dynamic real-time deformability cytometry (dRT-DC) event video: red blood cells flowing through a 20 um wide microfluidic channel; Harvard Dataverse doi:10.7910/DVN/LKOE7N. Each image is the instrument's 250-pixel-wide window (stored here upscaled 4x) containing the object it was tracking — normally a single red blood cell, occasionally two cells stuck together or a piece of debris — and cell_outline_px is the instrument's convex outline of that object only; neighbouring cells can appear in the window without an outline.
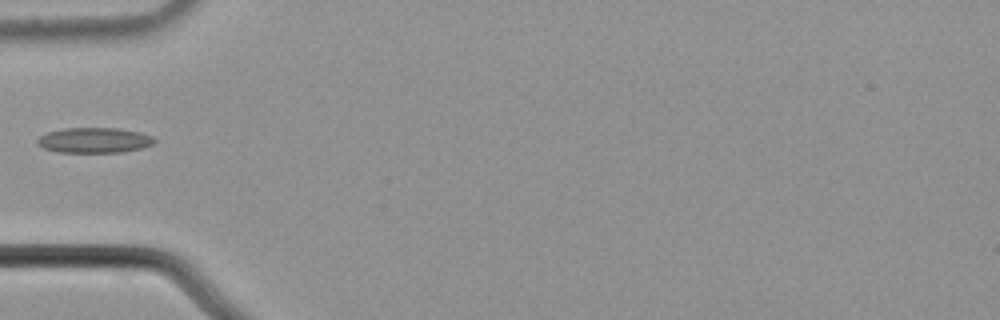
{"species": "common noctule bat (a hibernating species)", "species_latin": "Nyctalus noctula", "temperature_condition": "cold", "stored_images_in_passage": 6, "camera_frame_rate_fps": 3000, "um_per_image_px": 0.085, "animal": {"sex": "male", "body_mass_g": 21.5, "forearm_length_mm": 52.0}, "frame": {"image": 1, "passage_image": 6, "time_ms": 1.667, "image_size_px": [1000, 320], "cell_outline_px": [[156, 140], [152, 144], [140, 148], [120, 152], [56, 152], [44, 148], [36, 144], [36, 140], [40, 136], [48, 132], [64, 128], [116, 128], [140, 132], [152, 136]], "centroid_in_image_um": [7.98, 11.92], "position_along_channel_um": 77.0, "area_um2": 17.17}}